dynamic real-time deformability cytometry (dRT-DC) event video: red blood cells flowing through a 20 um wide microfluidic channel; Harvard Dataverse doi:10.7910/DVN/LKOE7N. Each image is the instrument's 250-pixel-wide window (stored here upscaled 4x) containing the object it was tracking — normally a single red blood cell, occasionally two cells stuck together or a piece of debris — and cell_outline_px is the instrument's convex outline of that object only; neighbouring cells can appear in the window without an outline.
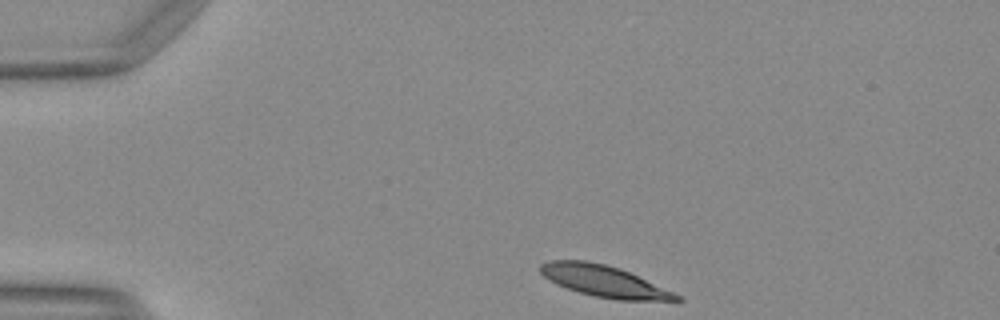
{"species": "Egyptian fruit bat (a non-hibernating species)", "species_latin": "Rousettus aegyptiacus", "temperature_condition": "warm", "stored_images_in_passage": 41, "camera_frame_rate_fps": 3000, "um_per_image_px": 0.085, "animal": {"sex": "female"}, "frame": {"image": 1, "passage_image": 1, "time_ms": 0.0, "image_size_px": [1000, 320], "cell_outline_px": [[684, 300], [616, 300], [596, 296], [580, 292], [556, 284], [548, 280], [540, 272], [540, 264], [552, 260], [588, 260], [620, 268], [672, 292], [680, 296]], "centroid_in_image_um": [51.28, 23.88], "position_along_channel_um": 33.7, "area_um2": 24.45}}
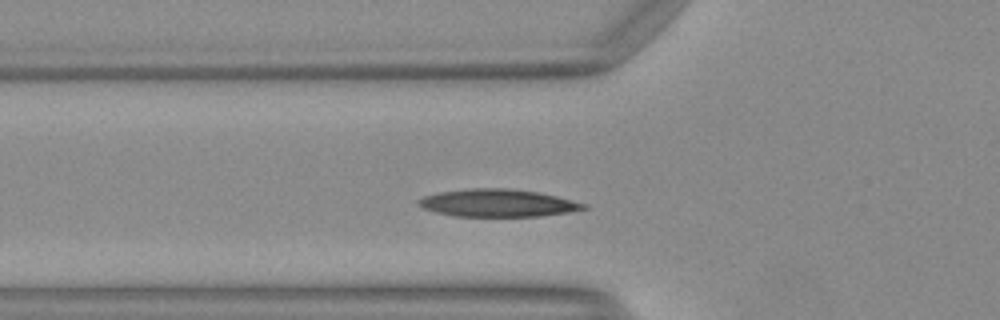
{"frame": {"image": 2, "passage_image": 9, "time_ms": 2.667, "image_size_px": [1000, 320], "cell_outline_px": [[588, 208], [568, 212], [540, 216], [452, 216], [436, 212], [424, 208], [416, 204], [416, 200], [424, 196], [436, 192], [468, 188], [504, 188], [536, 192], [556, 196], [588, 204]], "centroid_in_image_um": [42.26, 17.25], "position_along_channel_um": 83.5, "area_um2": 26.53}}
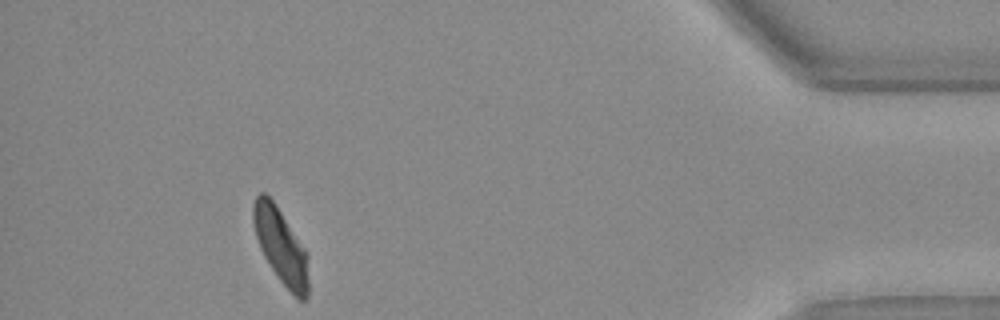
{"frame": {"image": 3, "passage_image": 37, "time_ms": 12.0, "image_size_px": [1000, 320], "cell_outline_px": [[308, 296], [304, 300], [300, 300], [280, 280], [264, 256], [260, 248], [256, 236], [252, 220], [252, 204], [256, 196], [260, 192], [264, 192], [276, 204], [304, 248], [308, 256]], "centroid_in_image_um": [23.85, 20.88], "position_along_channel_um": 411.3, "area_um2": 23.93}, "authors_computed_cell_mechanics": {"area_um2": 25.143, "velocity_mm_per_s": 4.085, "shape_relaxation_time_tau1_ms": 4.5795, "shape_relaxation_time_tau2_ms": 1.7103, "deformation_change_tau1": 0.1875, "deformation_change_tau2": 0.0564}}